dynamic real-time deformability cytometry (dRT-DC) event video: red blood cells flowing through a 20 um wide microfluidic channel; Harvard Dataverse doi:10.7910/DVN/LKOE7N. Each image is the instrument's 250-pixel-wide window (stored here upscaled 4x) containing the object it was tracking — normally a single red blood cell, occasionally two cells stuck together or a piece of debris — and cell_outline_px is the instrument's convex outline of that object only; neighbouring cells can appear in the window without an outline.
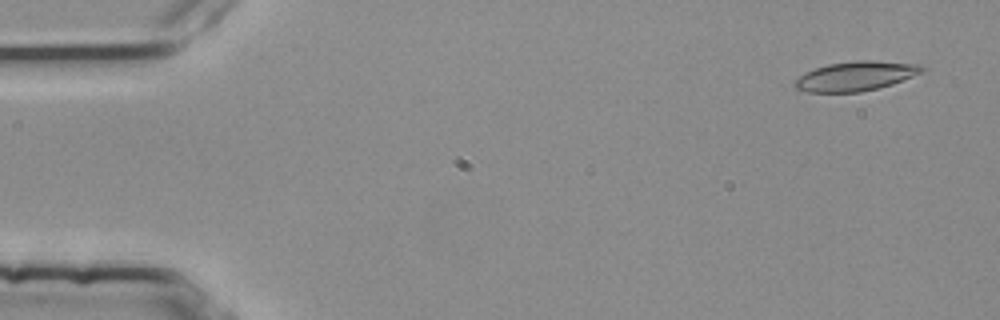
{"species": "common noctule bat (a hibernating species)", "species_latin": "Nyctalus noctula", "temperature_condition": "room temperature", "stored_images_in_passage": 54, "camera_frame_rate_fps": 3000, "um_per_image_px": 0.085, "animal": {"sex": "female", "body_mass_g": 25.1}, "frame": {"image": 1, "passage_image": 3, "time_ms": 0.667, "image_size_px": [1000, 320], "cell_outline_px": [[924, 68], [920, 72], [912, 76], [892, 84], [860, 92], [808, 92], [792, 88], [792, 80], [804, 72], [828, 64], [856, 60], [872, 60], [924, 64]], "centroid_in_image_um": [72.66, 6.46], "position_along_channel_um": 12.3, "area_um2": 22.02}}
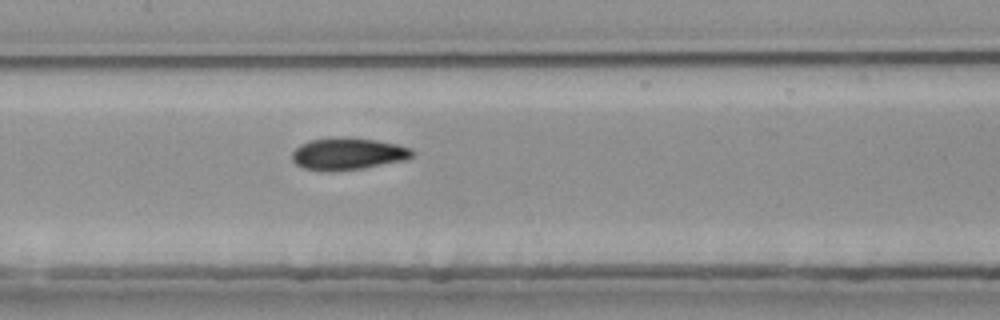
{"frame": {"image": 2, "passage_image": 26, "time_ms": 8.333, "image_size_px": [1000, 320], "cell_outline_px": [[412, 156], [404, 160], [364, 168], [332, 172], [304, 168], [296, 164], [292, 160], [292, 152], [300, 144], [308, 140], [376, 140], [396, 144], [408, 148], [412, 152]], "centroid_in_image_um": [29.53, 13.13], "position_along_channel_um": 177.9, "area_um2": 21.44}}
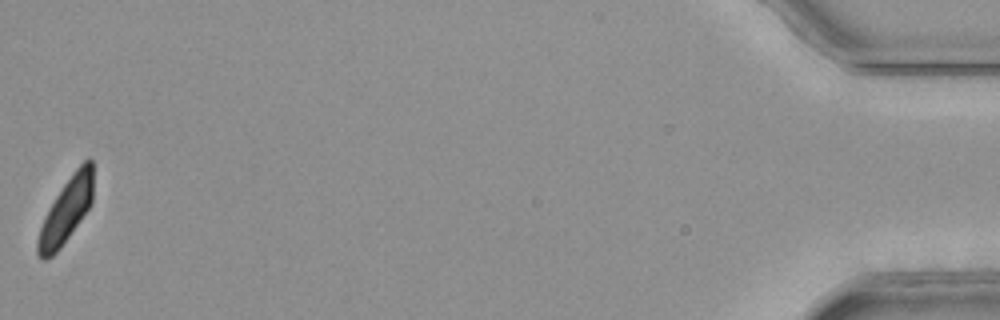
{"frame": {"image": 3, "passage_image": 54, "time_ms": 17.667, "image_size_px": [1000, 320], "cell_outline_px": [[92, 200], [88, 208], [60, 248], [52, 256], [44, 260], [36, 252], [36, 240], [44, 216], [56, 196], [64, 184], [76, 168], [88, 156], [92, 160]], "centroid_in_image_um": [5.6, 17.89], "position_along_channel_um": 429.6, "area_um2": 20.4}, "authors_computed_cell_mechanics": {"area_um2": 21.9929, "velocity_mm_per_s": 3.7783, "shape_relaxation_time_tau1_ms": null, "shape_relaxation_time_tau2_ms": 2.1934, "deformation_change_tau1": null, "deformation_change_tau2": 0.0605}}